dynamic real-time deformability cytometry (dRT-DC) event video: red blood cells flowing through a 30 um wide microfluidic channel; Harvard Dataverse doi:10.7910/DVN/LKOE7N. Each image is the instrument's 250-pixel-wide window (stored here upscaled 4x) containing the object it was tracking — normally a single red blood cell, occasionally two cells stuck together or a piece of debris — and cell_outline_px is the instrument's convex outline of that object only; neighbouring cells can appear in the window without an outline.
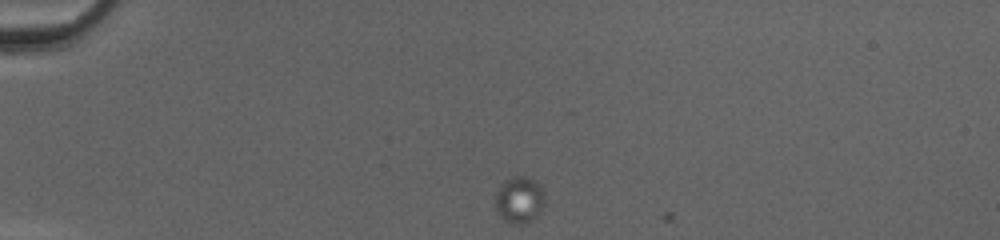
{"species": "common noctule bat (a hibernating species)", "species_latin": "Nyctalus noctula", "temperature_condition": "cold", "stored_images_in_passage": 2, "camera_frame_rate_fps": 3000, "um_per_image_px": 0.085, "animal": {"sex": "female", "body_mass_g": 20.0, "forearm_length_mm": 54.0}, "frame": {"image": 1, "passage_image": 1, "time_ms": 0.0, "image_size_px": [1000, 240], "cell_outline_px": [[544, 204], [540, 212], [528, 220], [520, 224], [512, 224], [504, 220], [500, 216], [496, 208], [496, 192], [500, 184], [504, 180], [512, 176], [524, 176], [536, 180], [540, 184], [544, 192]], "centroid_in_image_um": [44.14, 16.94], "position_along_channel_um": 40.9, "area_um2": 13.41}}